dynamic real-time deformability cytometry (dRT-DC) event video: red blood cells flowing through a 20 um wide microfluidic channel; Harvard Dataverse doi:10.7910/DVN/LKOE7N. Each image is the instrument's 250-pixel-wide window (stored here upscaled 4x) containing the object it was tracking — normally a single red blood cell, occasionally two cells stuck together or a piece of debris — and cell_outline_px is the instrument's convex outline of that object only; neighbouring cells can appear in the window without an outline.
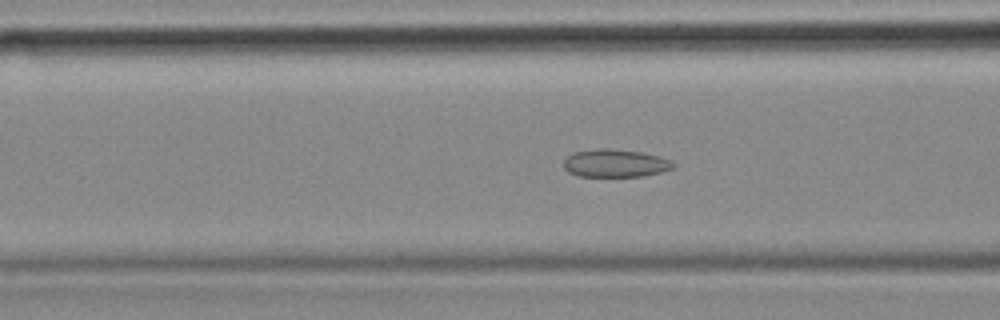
{"species": "common noctule bat (a hibernating species)", "species_latin": "Nyctalus noctula", "temperature_condition": "cold", "stored_images_in_passage": 55, "camera_frame_rate_fps": 3000, "um_per_image_px": 0.085, "animal": {"sex": "female", "body_mass_g": 18.4}, "frame": {"image": 1, "passage_image": 21, "time_ms": 6.667, "image_size_px": [1000, 320], "cell_outline_px": [[676, 164], [672, 168], [660, 172], [644, 176], [580, 176], [568, 172], [564, 168], [564, 160], [572, 152], [596, 148], [608, 148], [644, 152], [660, 156], [672, 160]], "centroid_in_image_um": [52.31, 13.86], "position_along_channel_um": 114.3, "area_um2": 17.98}}
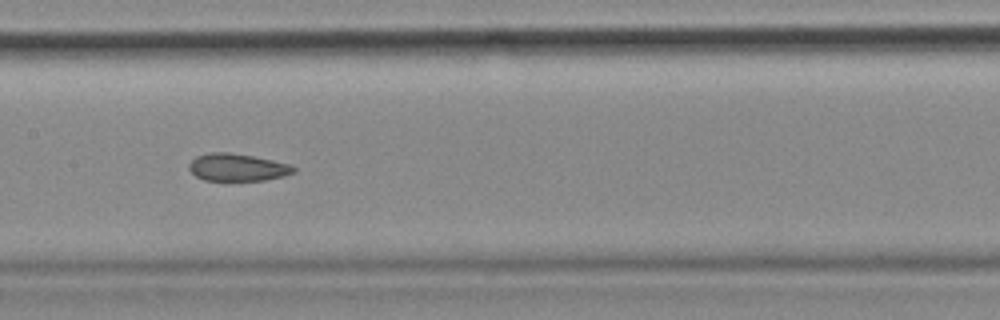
{"frame": {"image": 2, "passage_image": 27, "time_ms": 8.667, "image_size_px": [1000, 320], "cell_outline_px": [[296, 172], [284, 176], [264, 180], [204, 180], [196, 176], [188, 168], [188, 164], [196, 156], [212, 152], [228, 152], [252, 156], [292, 164], [296, 168]], "centroid_in_image_um": [20.2, 14.22], "position_along_channel_um": 187.2, "area_um2": 16.7}}
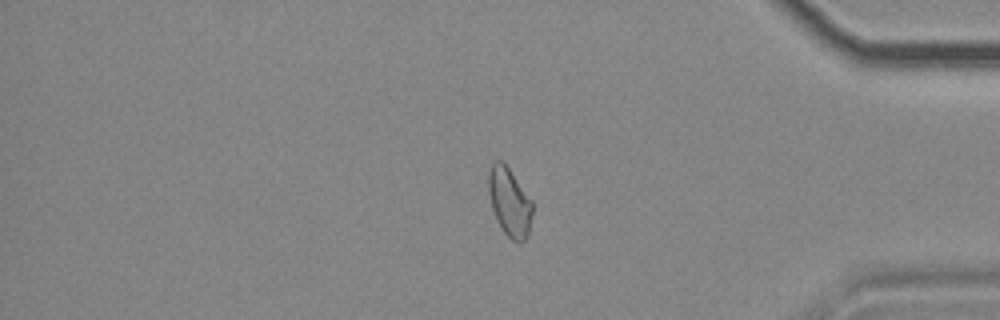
{"frame": {"image": 3, "passage_image": 46, "time_ms": 15.0, "image_size_px": [1000, 320], "cell_outline_px": [[532, 212], [528, 232], [524, 240], [520, 244], [512, 240], [504, 232], [492, 208], [488, 192], [488, 172], [492, 164], [496, 160], [500, 160], [508, 168], [532, 200]], "centroid_in_image_um": [43.3, 17.17], "position_along_channel_um": 391.9, "area_um2": 17.17}, "authors_computed_cell_mechanics": {"area_um2": 18.496, "velocity_mm_per_s": 3.6454, "shape_relaxation_time_tau1_ms": null, "shape_relaxation_time_tau2_ms": 2.4551, "deformation_change_tau1": null, "deformation_change_tau2": 0.0768}}